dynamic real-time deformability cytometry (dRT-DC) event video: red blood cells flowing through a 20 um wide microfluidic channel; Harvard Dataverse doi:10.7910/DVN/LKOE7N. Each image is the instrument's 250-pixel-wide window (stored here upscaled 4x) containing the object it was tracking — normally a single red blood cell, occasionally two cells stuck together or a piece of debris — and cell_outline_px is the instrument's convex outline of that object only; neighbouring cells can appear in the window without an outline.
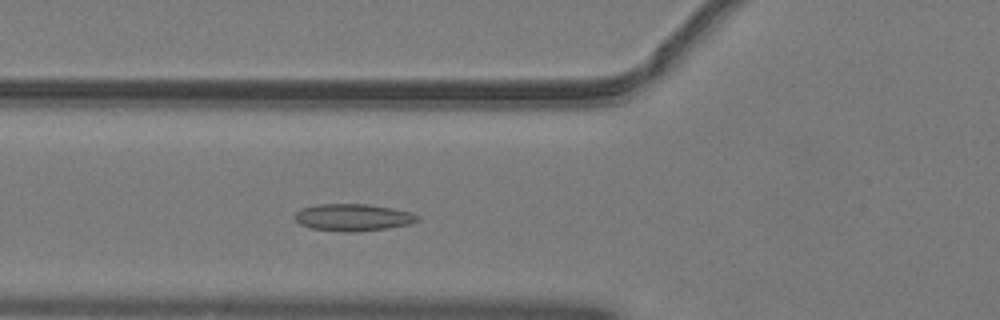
{"species": "common noctule bat (a hibernating species)", "species_latin": "Nyctalus noctula", "temperature_condition": "warm", "stored_images_in_passage": 44, "segment_of_instrument_passage": [1, 2], "camera_frame_rate_fps": 3000, "um_per_image_px": 0.085, "animal": {"sex": "male", "body_mass_g": 19.2, "forearm_length_mm": 51.8}, "frame": {"image": 1, "passage_image": 11, "time_ms": 3.333, "image_size_px": [1000, 320], "cell_outline_px": [[420, 220], [412, 224], [388, 228], [356, 232], [344, 232], [312, 228], [300, 224], [292, 216], [300, 208], [320, 204], [368, 204], [392, 208], [412, 212], [420, 216]], "centroid_in_image_um": [30.04, 18.48], "position_along_channel_um": 95.8, "area_um2": 19.59}}
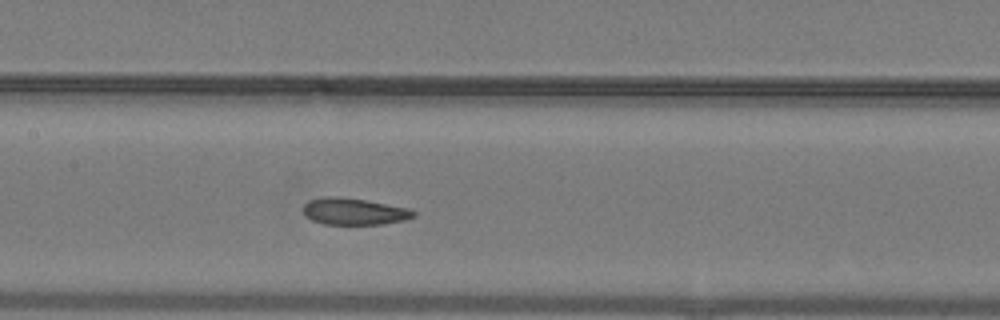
{"frame": {"image": 2, "passage_image": 17, "time_ms": 5.333, "image_size_px": [1000, 320], "cell_outline_px": [[416, 216], [404, 220], [384, 224], [324, 224], [312, 220], [304, 212], [304, 204], [308, 200], [324, 196], [336, 196], [364, 200], [408, 208], [416, 212]], "centroid_in_image_um": [30.1, 17.97], "position_along_channel_um": 177.3, "area_um2": 17.05}}
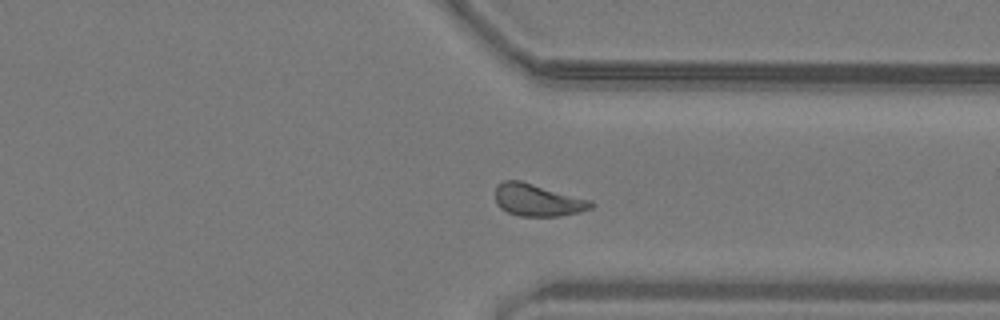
{"frame": {"image": 3, "passage_image": 31, "time_ms": 10.0, "image_size_px": [1000, 320], "cell_outline_px": [[596, 204], [592, 208], [580, 212], [560, 216], [520, 216], [508, 212], [500, 208], [496, 204], [496, 184], [504, 180], [520, 180], [592, 200]], "centroid_in_image_um": [45.72, 17.0], "position_along_channel_um": 365.7, "area_um2": 18.15}}